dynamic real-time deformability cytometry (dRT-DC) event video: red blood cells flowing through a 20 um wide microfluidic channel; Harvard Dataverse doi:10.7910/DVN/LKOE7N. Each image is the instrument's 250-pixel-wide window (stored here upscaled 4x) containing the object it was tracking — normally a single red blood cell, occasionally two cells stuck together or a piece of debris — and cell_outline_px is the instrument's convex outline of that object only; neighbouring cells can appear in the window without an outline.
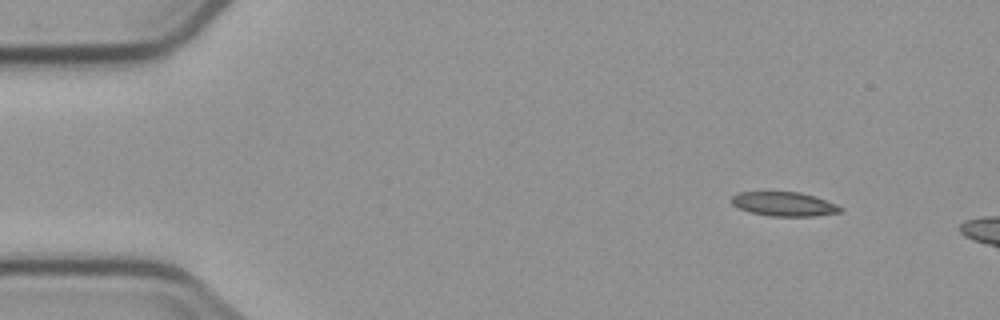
{"species": "common noctule bat (a hibernating species)", "species_latin": "Nyctalus noctula", "temperature_condition": "cold", "stored_images_in_passage": 3, "camera_frame_rate_fps": 3000, "um_per_image_px": 0.085, "animal": {"sex": "male", "body_mass_g": 23.1, "forearm_length_mm": 52.7}, "frame": {"image": 1, "passage_image": 1, "time_ms": 0.0, "image_size_px": [1000, 320], "cell_outline_px": [[844, 208], [840, 212], [812, 216], [768, 216], [736, 208], [732, 204], [732, 196], [740, 192], [800, 192], [816, 196], [836, 204]], "centroid_in_image_um": [66.65, 17.34], "position_along_channel_um": 18.4, "area_um2": 15.32}}